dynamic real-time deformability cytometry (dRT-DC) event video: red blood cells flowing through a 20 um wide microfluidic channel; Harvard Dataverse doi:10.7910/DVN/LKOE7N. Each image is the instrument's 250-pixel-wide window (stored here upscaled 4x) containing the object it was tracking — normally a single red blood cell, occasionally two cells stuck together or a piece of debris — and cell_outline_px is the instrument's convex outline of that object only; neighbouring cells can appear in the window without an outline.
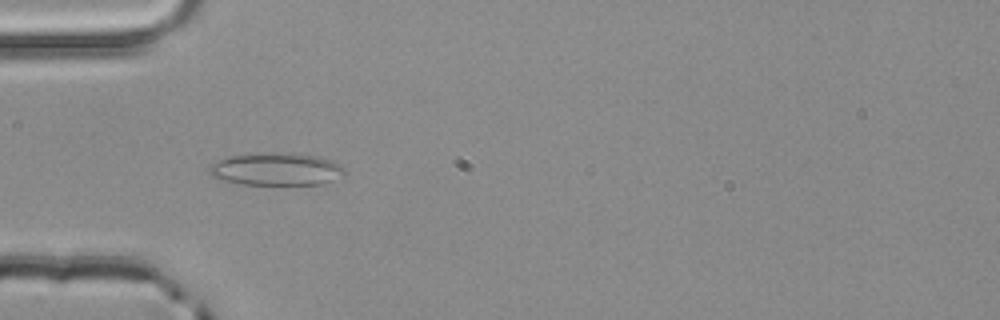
{"species": "common noctule bat (a hibernating species)", "species_latin": "Nyctalus noctula", "temperature_condition": "room temperature", "stored_images_in_passage": 2, "camera_frame_rate_fps": 3000, "um_per_image_px": 0.085, "animal": {"sex": "male", "body_mass_g": 20.4}, "frame": {"image": 1, "passage_image": 2, "time_ms": 0.333, "image_size_px": [1000, 320], "cell_outline_px": [[344, 176], [320, 184], [240, 184], [220, 180], [212, 176], [208, 172], [208, 168], [212, 164], [228, 156], [320, 156], [332, 160], [340, 164], [344, 168]], "centroid_in_image_um": [23.49, 14.44], "position_along_channel_um": 61.5, "area_um2": 24.33}}